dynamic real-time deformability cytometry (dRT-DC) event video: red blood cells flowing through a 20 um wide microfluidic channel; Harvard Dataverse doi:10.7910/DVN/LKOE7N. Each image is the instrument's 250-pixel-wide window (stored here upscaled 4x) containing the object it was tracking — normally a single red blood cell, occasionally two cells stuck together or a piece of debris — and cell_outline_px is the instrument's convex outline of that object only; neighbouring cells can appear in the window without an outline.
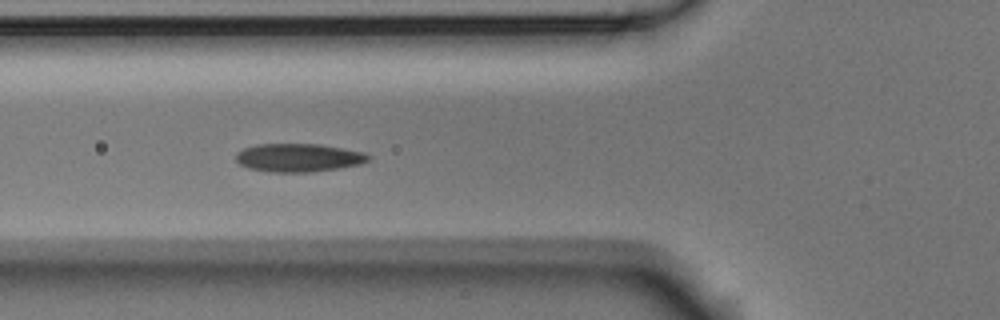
{"species": "Egyptian fruit bat (a non-hibernating species)", "species_latin": "Rousettus aegyptiacus", "temperature_condition": "room temperature", "stored_images_in_passage": 9, "camera_frame_rate_fps": 3000, "um_per_image_px": 0.085, "animal": {"sex": "male"}, "frame": {"image": 1, "passage_image": 2, "time_ms": 0.333, "image_size_px": [1000, 320], "cell_outline_px": [[372, 156], [368, 160], [360, 164], [340, 168], [312, 172], [268, 172], [248, 168], [240, 164], [236, 160], [236, 152], [244, 148], [256, 144], [320, 144], [344, 148], [364, 152]], "centroid_in_image_um": [25.38, 13.4], "position_along_channel_um": 100.4, "area_um2": 22.02}}
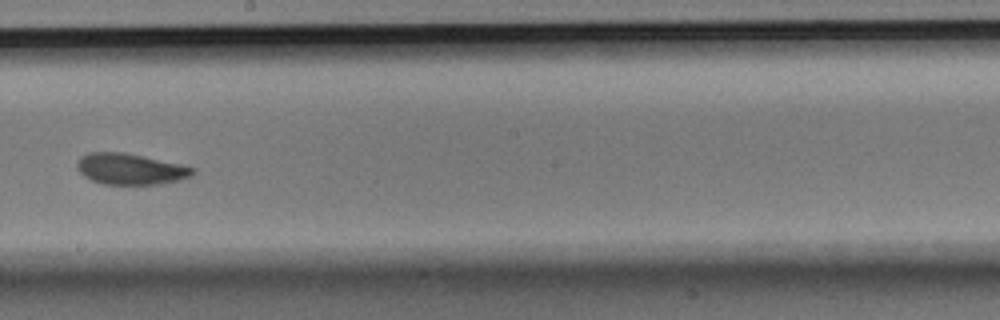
{"frame": {"image": 2, "passage_image": 5, "time_ms": 1.333, "image_size_px": [1000, 320], "cell_outline_px": [[196, 172], [192, 176], [180, 180], [160, 184], [104, 184], [92, 180], [84, 176], [76, 168], [76, 164], [80, 156], [88, 152], [124, 152], [144, 156], [180, 164], [196, 168]], "centroid_in_image_um": [11.09, 14.36], "position_along_channel_um": 237.1, "area_um2": 21.1}}
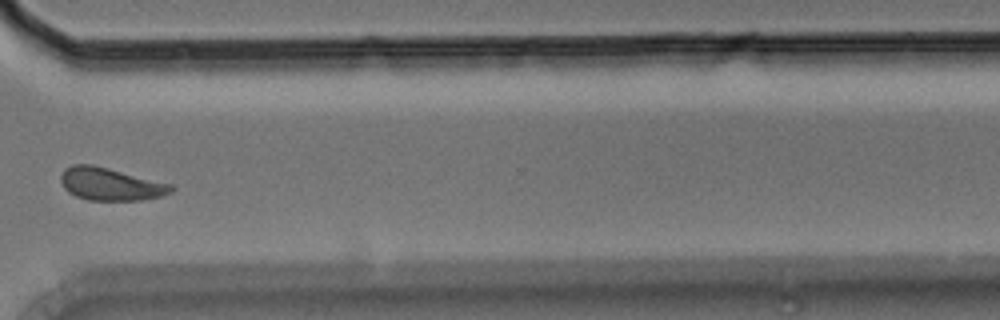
{"frame": {"image": 3, "passage_image": 8, "time_ms": 2.333, "image_size_px": [1000, 320], "cell_outline_px": [[176, 188], [172, 192], [164, 196], [140, 200], [88, 200], [76, 196], [68, 192], [64, 188], [60, 180], [60, 176], [64, 168], [72, 164], [92, 164], [172, 184]], "centroid_in_image_um": [9.4, 15.65], "position_along_channel_um": 361.2, "area_um2": 21.15}}